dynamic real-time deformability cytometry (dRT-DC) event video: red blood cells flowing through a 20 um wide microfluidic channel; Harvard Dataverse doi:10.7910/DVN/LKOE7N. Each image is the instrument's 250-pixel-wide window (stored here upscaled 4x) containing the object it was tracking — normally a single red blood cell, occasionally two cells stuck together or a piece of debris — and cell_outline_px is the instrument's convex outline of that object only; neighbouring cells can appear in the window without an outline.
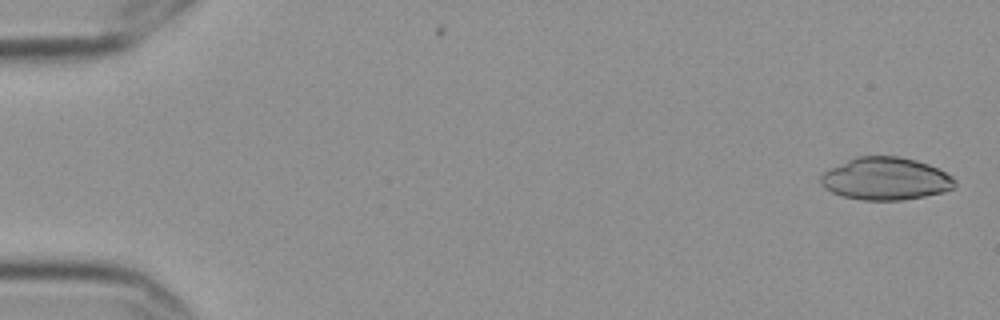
{"species": "Egyptian fruit bat (a non-hibernating species)", "species_latin": "Rousettus aegyptiacus", "temperature_condition": "cold", "stored_images_in_passage": 7, "camera_frame_rate_fps": 3000, "um_per_image_px": 0.085, "frame": {"image": 1, "passage_image": 1, "time_ms": 0.0, "image_size_px": [1000, 320], "cell_outline_px": [[956, 184], [952, 188], [944, 192], [904, 200], [860, 200], [844, 196], [832, 192], [824, 188], [820, 184], [820, 176], [824, 172], [856, 156], [900, 156], [916, 160], [928, 164], [952, 176], [956, 180]], "centroid_in_image_um": [75.28, 15.2], "position_along_channel_um": 9.7, "area_um2": 33.18}}
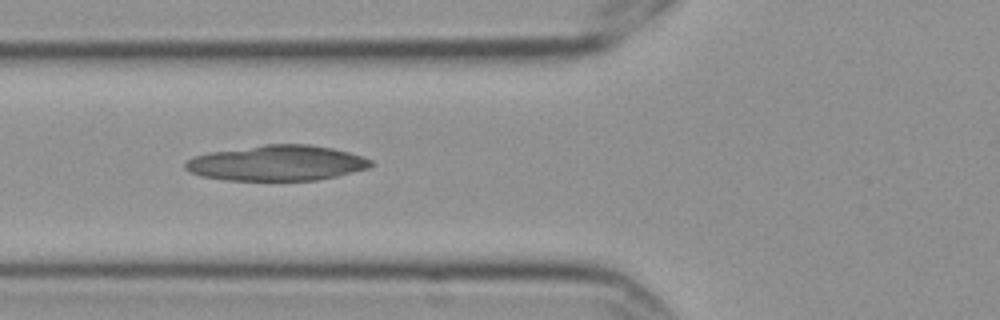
{"frame": {"image": 2, "passage_image": 6, "time_ms": 1.667, "image_size_px": [1000, 320], "cell_outline_px": [[372, 164], [368, 168], [336, 176], [316, 180], [224, 180], [200, 176], [184, 168], [184, 164], [192, 156], [208, 152], [264, 144], [308, 144], [332, 148], [364, 156], [372, 160]], "centroid_in_image_um": [23.51, 13.85], "position_along_channel_um": 102.3, "area_um2": 38.38}}
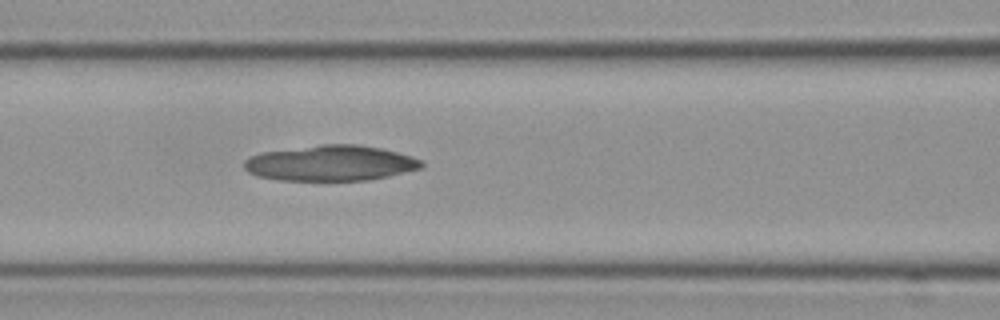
{"frame": {"image": 3, "passage_image": 7, "time_ms": 2.0, "image_size_px": [1000, 320], "cell_outline_px": [[424, 164], [420, 168], [388, 176], [368, 180], [280, 180], [256, 176], [248, 172], [244, 168], [244, 160], [260, 152], [320, 144], [356, 144], [380, 148], [412, 156], [420, 160]], "centroid_in_image_um": [28.06, 13.86], "position_along_channel_um": 138.5, "area_um2": 36.65}}